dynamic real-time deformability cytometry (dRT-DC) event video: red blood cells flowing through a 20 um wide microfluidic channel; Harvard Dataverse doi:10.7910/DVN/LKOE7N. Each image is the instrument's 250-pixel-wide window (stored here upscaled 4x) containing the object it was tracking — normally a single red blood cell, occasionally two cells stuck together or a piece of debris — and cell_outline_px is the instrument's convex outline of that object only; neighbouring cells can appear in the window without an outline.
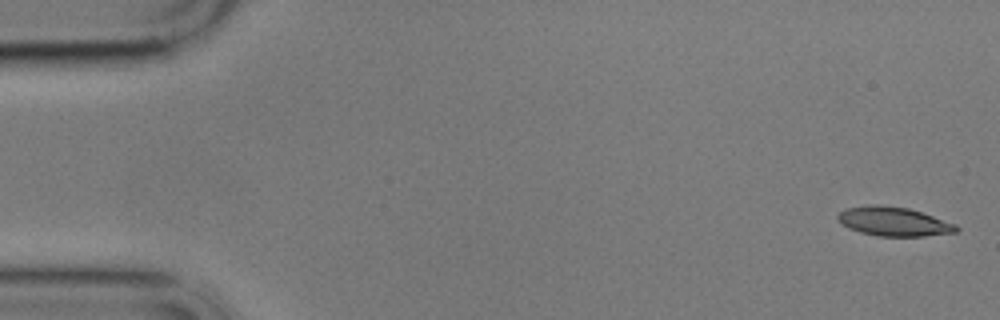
{"species": "common noctule bat (a hibernating species)", "species_latin": "Nyctalus noctula", "temperature_condition": "cold", "stored_images_in_passage": 6, "camera_frame_rate_fps": 3000, "um_per_image_px": 0.085, "animal": {"sex": "male", "body_mass_g": 17.9}, "frame": {"image": 1, "passage_image": 1, "time_ms": 0.0, "image_size_px": [1000, 320], "cell_outline_px": [[960, 228], [956, 232], [924, 236], [876, 236], [860, 232], [848, 228], [836, 220], [836, 216], [840, 212], [848, 208], [868, 204], [880, 204], [908, 208], [956, 224]], "centroid_in_image_um": [75.92, 18.83], "position_along_channel_um": 9.1, "area_um2": 20.11}}
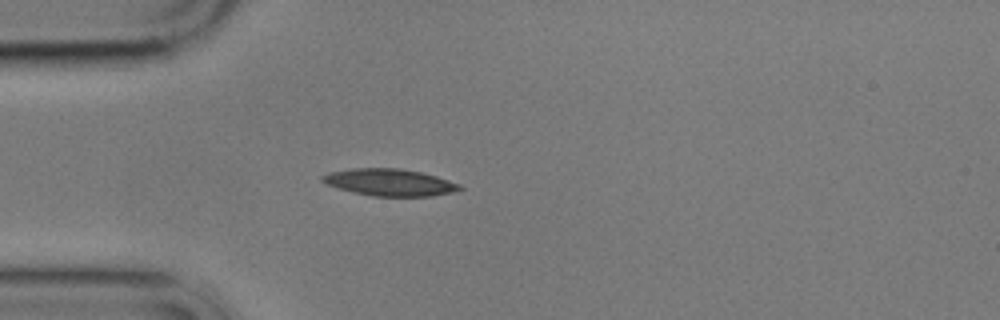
{"frame": {"image": 2, "passage_image": 5, "time_ms": 4.667, "image_size_px": [1000, 320], "cell_outline_px": [[464, 188], [452, 192], [432, 196], [372, 196], [340, 188], [328, 184], [320, 180], [320, 176], [328, 172], [352, 168], [400, 168], [420, 172], [436, 176], [460, 184]], "centroid_in_image_um": [33.12, 15.49], "position_along_channel_um": 51.9, "area_um2": 21.44}}